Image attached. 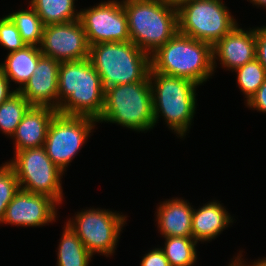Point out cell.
I'll return each instance as SVG.
<instances>
[{
  "label": "cell",
  "instance_id": "obj_1",
  "mask_svg": "<svg viewBox=\"0 0 266 266\" xmlns=\"http://www.w3.org/2000/svg\"><path fill=\"white\" fill-rule=\"evenodd\" d=\"M104 89L90 59L60 62L58 72V110L60 114L90 117L102 114Z\"/></svg>",
  "mask_w": 266,
  "mask_h": 266
},
{
  "label": "cell",
  "instance_id": "obj_2",
  "mask_svg": "<svg viewBox=\"0 0 266 266\" xmlns=\"http://www.w3.org/2000/svg\"><path fill=\"white\" fill-rule=\"evenodd\" d=\"M153 72L188 79L199 86L214 74L212 46L179 31L150 55Z\"/></svg>",
  "mask_w": 266,
  "mask_h": 266
},
{
  "label": "cell",
  "instance_id": "obj_3",
  "mask_svg": "<svg viewBox=\"0 0 266 266\" xmlns=\"http://www.w3.org/2000/svg\"><path fill=\"white\" fill-rule=\"evenodd\" d=\"M152 88L154 125L160 116L177 137L189 133L196 114L198 84L184 78L149 71ZM198 86V87H197ZM196 108V109H195Z\"/></svg>",
  "mask_w": 266,
  "mask_h": 266
},
{
  "label": "cell",
  "instance_id": "obj_4",
  "mask_svg": "<svg viewBox=\"0 0 266 266\" xmlns=\"http://www.w3.org/2000/svg\"><path fill=\"white\" fill-rule=\"evenodd\" d=\"M89 59L100 75L104 90L116 85L149 81L150 55L132 41L93 44Z\"/></svg>",
  "mask_w": 266,
  "mask_h": 266
},
{
  "label": "cell",
  "instance_id": "obj_5",
  "mask_svg": "<svg viewBox=\"0 0 266 266\" xmlns=\"http://www.w3.org/2000/svg\"><path fill=\"white\" fill-rule=\"evenodd\" d=\"M130 41L149 55L178 32V10L157 0H122Z\"/></svg>",
  "mask_w": 266,
  "mask_h": 266
},
{
  "label": "cell",
  "instance_id": "obj_6",
  "mask_svg": "<svg viewBox=\"0 0 266 266\" xmlns=\"http://www.w3.org/2000/svg\"><path fill=\"white\" fill-rule=\"evenodd\" d=\"M98 123H115L137 132L151 131L154 125L150 81L122 84L104 90V105Z\"/></svg>",
  "mask_w": 266,
  "mask_h": 266
},
{
  "label": "cell",
  "instance_id": "obj_7",
  "mask_svg": "<svg viewBox=\"0 0 266 266\" xmlns=\"http://www.w3.org/2000/svg\"><path fill=\"white\" fill-rule=\"evenodd\" d=\"M223 0H192L178 9V31L212 47L237 25Z\"/></svg>",
  "mask_w": 266,
  "mask_h": 266
},
{
  "label": "cell",
  "instance_id": "obj_8",
  "mask_svg": "<svg viewBox=\"0 0 266 266\" xmlns=\"http://www.w3.org/2000/svg\"><path fill=\"white\" fill-rule=\"evenodd\" d=\"M7 163L14 170L21 190L46 195L63 204L64 172L52 162L44 146L17 151Z\"/></svg>",
  "mask_w": 266,
  "mask_h": 266
},
{
  "label": "cell",
  "instance_id": "obj_9",
  "mask_svg": "<svg viewBox=\"0 0 266 266\" xmlns=\"http://www.w3.org/2000/svg\"><path fill=\"white\" fill-rule=\"evenodd\" d=\"M84 210V211H83ZM76 212L66 224L70 226L92 254L110 257L115 254L127 216L119 211L88 208ZM122 214V215H121Z\"/></svg>",
  "mask_w": 266,
  "mask_h": 266
},
{
  "label": "cell",
  "instance_id": "obj_10",
  "mask_svg": "<svg viewBox=\"0 0 266 266\" xmlns=\"http://www.w3.org/2000/svg\"><path fill=\"white\" fill-rule=\"evenodd\" d=\"M96 124L97 121L90 117L70 116L58 112L55 114L47 130L44 147L52 162L62 172L67 171Z\"/></svg>",
  "mask_w": 266,
  "mask_h": 266
},
{
  "label": "cell",
  "instance_id": "obj_11",
  "mask_svg": "<svg viewBox=\"0 0 266 266\" xmlns=\"http://www.w3.org/2000/svg\"><path fill=\"white\" fill-rule=\"evenodd\" d=\"M79 21L89 46L105 42H128V18L122 1L108 0L80 9Z\"/></svg>",
  "mask_w": 266,
  "mask_h": 266
},
{
  "label": "cell",
  "instance_id": "obj_12",
  "mask_svg": "<svg viewBox=\"0 0 266 266\" xmlns=\"http://www.w3.org/2000/svg\"><path fill=\"white\" fill-rule=\"evenodd\" d=\"M39 48L44 56L59 62L88 59L90 50L79 19L44 26Z\"/></svg>",
  "mask_w": 266,
  "mask_h": 266
},
{
  "label": "cell",
  "instance_id": "obj_13",
  "mask_svg": "<svg viewBox=\"0 0 266 266\" xmlns=\"http://www.w3.org/2000/svg\"><path fill=\"white\" fill-rule=\"evenodd\" d=\"M52 198L19 190L8 204L1 224L21 227H43L56 222L57 206Z\"/></svg>",
  "mask_w": 266,
  "mask_h": 266
},
{
  "label": "cell",
  "instance_id": "obj_14",
  "mask_svg": "<svg viewBox=\"0 0 266 266\" xmlns=\"http://www.w3.org/2000/svg\"><path fill=\"white\" fill-rule=\"evenodd\" d=\"M239 26L237 25L212 47L214 73L217 61H220L222 68L234 71L256 58V27L245 30Z\"/></svg>",
  "mask_w": 266,
  "mask_h": 266
},
{
  "label": "cell",
  "instance_id": "obj_15",
  "mask_svg": "<svg viewBox=\"0 0 266 266\" xmlns=\"http://www.w3.org/2000/svg\"><path fill=\"white\" fill-rule=\"evenodd\" d=\"M59 66L60 62L51 57L39 58L34 74L18 90L32 106L58 110Z\"/></svg>",
  "mask_w": 266,
  "mask_h": 266
},
{
  "label": "cell",
  "instance_id": "obj_16",
  "mask_svg": "<svg viewBox=\"0 0 266 266\" xmlns=\"http://www.w3.org/2000/svg\"><path fill=\"white\" fill-rule=\"evenodd\" d=\"M155 218L160 234L166 237H192L193 206L186 199L171 198L157 205Z\"/></svg>",
  "mask_w": 266,
  "mask_h": 266
},
{
  "label": "cell",
  "instance_id": "obj_17",
  "mask_svg": "<svg viewBox=\"0 0 266 266\" xmlns=\"http://www.w3.org/2000/svg\"><path fill=\"white\" fill-rule=\"evenodd\" d=\"M56 113L57 110L51 107L32 106L11 138L15 142L14 152L44 146L49 124Z\"/></svg>",
  "mask_w": 266,
  "mask_h": 266
},
{
  "label": "cell",
  "instance_id": "obj_18",
  "mask_svg": "<svg viewBox=\"0 0 266 266\" xmlns=\"http://www.w3.org/2000/svg\"><path fill=\"white\" fill-rule=\"evenodd\" d=\"M233 221V217L218 200L208 201L198 209L193 208L192 238L196 242H209L218 237Z\"/></svg>",
  "mask_w": 266,
  "mask_h": 266
},
{
  "label": "cell",
  "instance_id": "obj_19",
  "mask_svg": "<svg viewBox=\"0 0 266 266\" xmlns=\"http://www.w3.org/2000/svg\"><path fill=\"white\" fill-rule=\"evenodd\" d=\"M43 54L39 46L26 45L23 49L7 53L6 60L0 63V70L11 82H15L16 91L20 90L34 74L39 58Z\"/></svg>",
  "mask_w": 266,
  "mask_h": 266
},
{
  "label": "cell",
  "instance_id": "obj_20",
  "mask_svg": "<svg viewBox=\"0 0 266 266\" xmlns=\"http://www.w3.org/2000/svg\"><path fill=\"white\" fill-rule=\"evenodd\" d=\"M63 229L57 248L56 266H89L93 255L70 226L65 223Z\"/></svg>",
  "mask_w": 266,
  "mask_h": 266
},
{
  "label": "cell",
  "instance_id": "obj_21",
  "mask_svg": "<svg viewBox=\"0 0 266 266\" xmlns=\"http://www.w3.org/2000/svg\"><path fill=\"white\" fill-rule=\"evenodd\" d=\"M29 5L40 17L44 26L68 23L79 19L75 0H31Z\"/></svg>",
  "mask_w": 266,
  "mask_h": 266
},
{
  "label": "cell",
  "instance_id": "obj_22",
  "mask_svg": "<svg viewBox=\"0 0 266 266\" xmlns=\"http://www.w3.org/2000/svg\"><path fill=\"white\" fill-rule=\"evenodd\" d=\"M32 105L16 91L0 105V131L11 138Z\"/></svg>",
  "mask_w": 266,
  "mask_h": 266
},
{
  "label": "cell",
  "instance_id": "obj_23",
  "mask_svg": "<svg viewBox=\"0 0 266 266\" xmlns=\"http://www.w3.org/2000/svg\"><path fill=\"white\" fill-rule=\"evenodd\" d=\"M160 247L171 266H193L197 260V243L192 237H166Z\"/></svg>",
  "mask_w": 266,
  "mask_h": 266
},
{
  "label": "cell",
  "instance_id": "obj_24",
  "mask_svg": "<svg viewBox=\"0 0 266 266\" xmlns=\"http://www.w3.org/2000/svg\"><path fill=\"white\" fill-rule=\"evenodd\" d=\"M29 8L8 13L7 15L16 25L22 40L26 45L40 46L42 41L44 25L35 10Z\"/></svg>",
  "mask_w": 266,
  "mask_h": 266
},
{
  "label": "cell",
  "instance_id": "obj_25",
  "mask_svg": "<svg viewBox=\"0 0 266 266\" xmlns=\"http://www.w3.org/2000/svg\"><path fill=\"white\" fill-rule=\"evenodd\" d=\"M237 86L246 98L245 103L257 92L266 80V70L255 58L241 67L235 69Z\"/></svg>",
  "mask_w": 266,
  "mask_h": 266
},
{
  "label": "cell",
  "instance_id": "obj_26",
  "mask_svg": "<svg viewBox=\"0 0 266 266\" xmlns=\"http://www.w3.org/2000/svg\"><path fill=\"white\" fill-rule=\"evenodd\" d=\"M19 190L20 185L14 170L7 162L3 163L0 166V225L8 204Z\"/></svg>",
  "mask_w": 266,
  "mask_h": 266
},
{
  "label": "cell",
  "instance_id": "obj_27",
  "mask_svg": "<svg viewBox=\"0 0 266 266\" xmlns=\"http://www.w3.org/2000/svg\"><path fill=\"white\" fill-rule=\"evenodd\" d=\"M0 45L9 50L8 53L23 49L26 46L16 25L7 15L0 18Z\"/></svg>",
  "mask_w": 266,
  "mask_h": 266
},
{
  "label": "cell",
  "instance_id": "obj_28",
  "mask_svg": "<svg viewBox=\"0 0 266 266\" xmlns=\"http://www.w3.org/2000/svg\"><path fill=\"white\" fill-rule=\"evenodd\" d=\"M140 266H171L161 248L151 249L142 257Z\"/></svg>",
  "mask_w": 266,
  "mask_h": 266
},
{
  "label": "cell",
  "instance_id": "obj_29",
  "mask_svg": "<svg viewBox=\"0 0 266 266\" xmlns=\"http://www.w3.org/2000/svg\"><path fill=\"white\" fill-rule=\"evenodd\" d=\"M256 59L266 70V26L256 28Z\"/></svg>",
  "mask_w": 266,
  "mask_h": 266
},
{
  "label": "cell",
  "instance_id": "obj_30",
  "mask_svg": "<svg viewBox=\"0 0 266 266\" xmlns=\"http://www.w3.org/2000/svg\"><path fill=\"white\" fill-rule=\"evenodd\" d=\"M246 107L266 113V80L257 90V92L248 100Z\"/></svg>",
  "mask_w": 266,
  "mask_h": 266
},
{
  "label": "cell",
  "instance_id": "obj_31",
  "mask_svg": "<svg viewBox=\"0 0 266 266\" xmlns=\"http://www.w3.org/2000/svg\"><path fill=\"white\" fill-rule=\"evenodd\" d=\"M10 88L11 84L9 80L3 75L2 71L0 70V105L16 92L15 89L11 90Z\"/></svg>",
  "mask_w": 266,
  "mask_h": 266
},
{
  "label": "cell",
  "instance_id": "obj_32",
  "mask_svg": "<svg viewBox=\"0 0 266 266\" xmlns=\"http://www.w3.org/2000/svg\"><path fill=\"white\" fill-rule=\"evenodd\" d=\"M242 256V252L239 251L237 256H233V259H231V262L227 266H254L252 262L251 264L246 263V261L244 262Z\"/></svg>",
  "mask_w": 266,
  "mask_h": 266
},
{
  "label": "cell",
  "instance_id": "obj_33",
  "mask_svg": "<svg viewBox=\"0 0 266 266\" xmlns=\"http://www.w3.org/2000/svg\"><path fill=\"white\" fill-rule=\"evenodd\" d=\"M157 1L178 10L183 4L191 2L192 0H157Z\"/></svg>",
  "mask_w": 266,
  "mask_h": 266
},
{
  "label": "cell",
  "instance_id": "obj_34",
  "mask_svg": "<svg viewBox=\"0 0 266 266\" xmlns=\"http://www.w3.org/2000/svg\"><path fill=\"white\" fill-rule=\"evenodd\" d=\"M250 1V3L253 4V6L262 7L263 9H266V0H247Z\"/></svg>",
  "mask_w": 266,
  "mask_h": 266
},
{
  "label": "cell",
  "instance_id": "obj_35",
  "mask_svg": "<svg viewBox=\"0 0 266 266\" xmlns=\"http://www.w3.org/2000/svg\"><path fill=\"white\" fill-rule=\"evenodd\" d=\"M254 266H266V257L264 258H260L258 260H254V262L252 263Z\"/></svg>",
  "mask_w": 266,
  "mask_h": 266
}]
</instances>
